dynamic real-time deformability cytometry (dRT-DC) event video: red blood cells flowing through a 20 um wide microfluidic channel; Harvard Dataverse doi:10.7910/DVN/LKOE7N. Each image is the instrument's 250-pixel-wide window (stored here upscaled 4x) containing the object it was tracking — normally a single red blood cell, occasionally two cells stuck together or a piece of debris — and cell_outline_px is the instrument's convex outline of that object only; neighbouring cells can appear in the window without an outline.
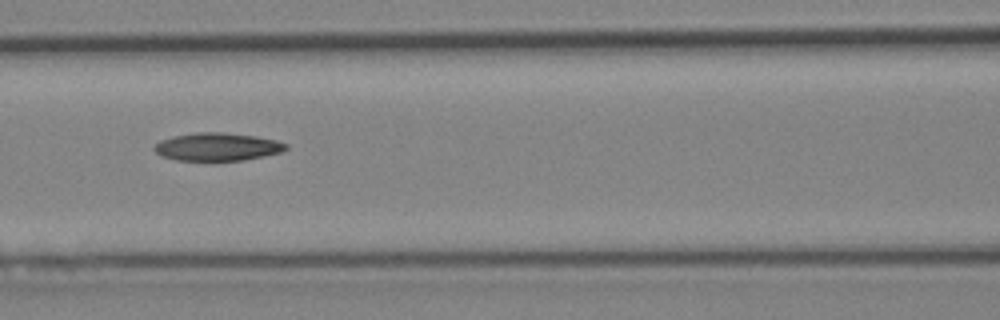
{"species": "Egyptian fruit bat (a non-hibernating species)", "species_latin": "Rousettus aegyptiacus", "temperature_condition": "cold", "stored_images_in_passage": 6, "camera_frame_rate_fps": 3000, "um_per_image_px": 0.085, "animal": {"sex": "female"}, "frame": {"image": 1, "passage_image": 6, "time_ms": 6.0, "image_size_px": [1000, 320], "cell_outline_px": [[288, 148], [280, 152], [264, 156], [244, 160], [176, 160], [160, 156], [152, 148], [160, 140], [172, 136], [196, 132], [224, 132], [256, 136], [276, 140], [288, 144]], "centroid_in_image_um": [18.46, 12.47], "position_along_channel_um": 148.1, "area_um2": 21.5}}